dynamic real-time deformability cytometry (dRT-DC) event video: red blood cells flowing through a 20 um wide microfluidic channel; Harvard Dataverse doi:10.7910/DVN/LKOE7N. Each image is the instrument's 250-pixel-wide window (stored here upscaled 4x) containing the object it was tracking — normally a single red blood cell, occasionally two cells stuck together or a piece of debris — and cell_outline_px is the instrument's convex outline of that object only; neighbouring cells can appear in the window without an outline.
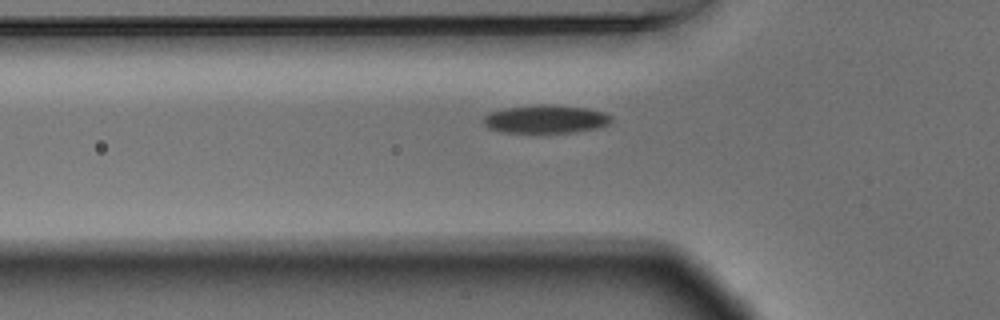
{"species": "Egyptian fruit bat (a non-hibernating species)", "species_latin": "Rousettus aegyptiacus", "temperature_condition": "warm", "stored_images_in_passage": 39, "camera_frame_rate_fps": 3000, "um_per_image_px": 0.085, "animal": {"sex": "male"}, "frame": {"image": 1, "passage_image": 2, "time_ms": 0.333, "image_size_px": [1000, 320], "cell_outline_px": [[612, 120], [608, 124], [600, 128], [576, 132], [504, 132], [488, 128], [484, 124], [484, 116], [492, 112], [504, 108], [536, 104], [544, 104], [584, 108], [604, 112], [612, 116]], "centroid_in_image_um": [46.41, 10.12], "position_along_channel_um": 79.4, "area_um2": 20.92}}
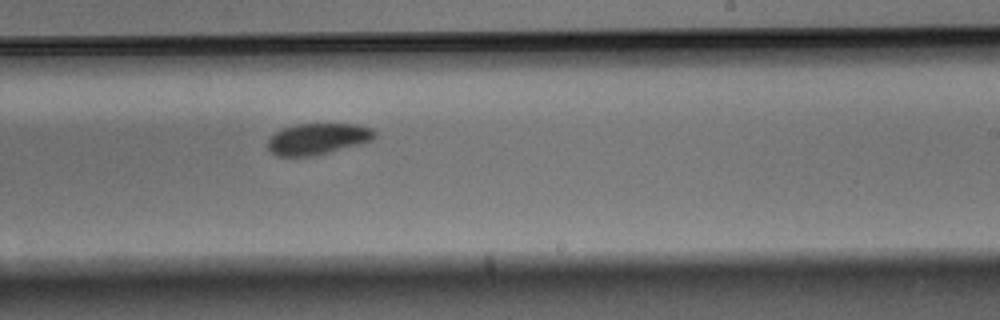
{"frame": {"image": 2, "passage_image": 17, "time_ms": 5.333, "image_size_px": [1000, 320], "cell_outline_px": [[376, 136], [372, 140], [364, 144], [312, 156], [276, 156], [268, 148], [268, 140], [276, 132], [284, 128], [296, 124], [356, 124], [372, 128], [376, 132]], "centroid_in_image_um": [27.06, 11.81], "position_along_channel_um": 261.9, "area_um2": 19.54}}
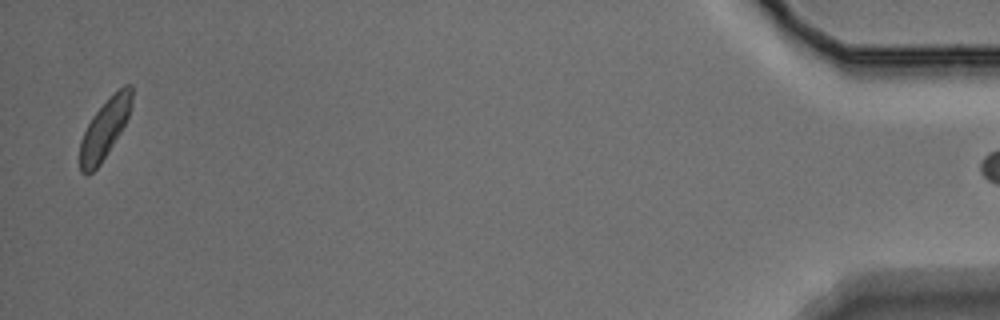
{"frame": {"image": 3, "passage_image": 38, "time_ms": 12.333, "image_size_px": [1000, 320], "cell_outline_px": [[132, 100], [128, 116], [120, 132], [100, 164], [88, 176], [84, 176], [80, 172], [80, 140], [92, 116], [124, 84], [132, 84]], "centroid_in_image_um": [8.87, 11.0], "position_along_channel_um": 426.3, "area_um2": 17.46}}